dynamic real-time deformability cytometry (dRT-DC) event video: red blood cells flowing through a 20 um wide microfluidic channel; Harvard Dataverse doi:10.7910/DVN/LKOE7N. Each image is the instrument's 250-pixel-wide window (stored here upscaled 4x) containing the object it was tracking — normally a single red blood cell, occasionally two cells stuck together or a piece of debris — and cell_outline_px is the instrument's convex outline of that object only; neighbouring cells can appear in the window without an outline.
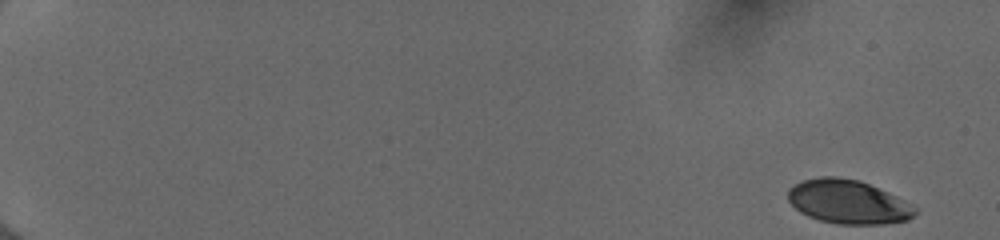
{"species": "human", "species_latin": "Homo sapiens", "temperature_condition": "cold", "stored_images_in_passage": 52, "camera_frame_rate_fps": 3000, "um_per_image_px": 0.085, "donor": {"sex": "female"}, "frame": {"image": 1, "passage_image": 1, "time_ms": 0.0, "image_size_px": [1000, 240], "cell_outline_px": [[916, 212], [908, 220], [884, 224], [836, 224], [820, 220], [808, 216], [800, 212], [788, 200], [788, 188], [804, 180], [820, 176], [836, 176], [856, 180], [868, 184], [896, 196], [916, 208]], "centroid_in_image_um": [72.06, 17.16], "position_along_channel_um": 12.9, "area_um2": 32.14}}
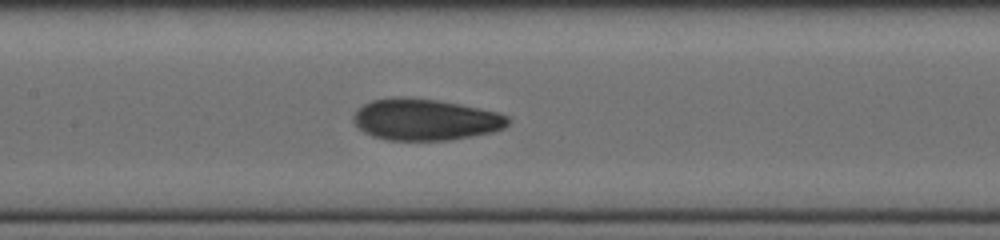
{"frame": {"image": 2, "passage_image": 28, "time_ms": 9.0, "image_size_px": [1000, 240], "cell_outline_px": [[508, 124], [504, 128], [492, 132], [472, 136], [448, 140], [388, 140], [372, 136], [364, 132], [352, 120], [352, 116], [364, 104], [372, 100], [392, 96], [404, 96], [436, 100], [460, 104], [500, 112], [508, 116]], "centroid_in_image_um": [36.15, 10.15], "position_along_channel_um": 171.3, "area_um2": 37.45}}
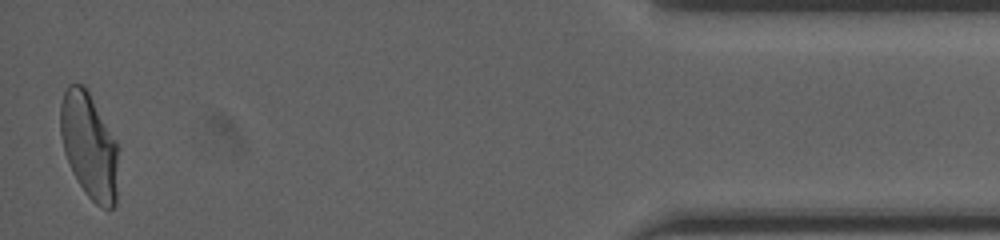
{"frame": {"image": 3, "passage_image": 52, "time_ms": 17.0, "image_size_px": [1000, 240], "cell_outline_px": [[116, 204], [108, 212], [96, 204], [88, 196], [72, 172], [64, 152], [60, 132], [60, 104], [64, 92], [68, 84], [84, 84], [116, 140]], "centroid_in_image_um": [7.55, 12.39], "position_along_channel_um": 427.6, "area_um2": 35.37}, "authors_computed_cell_mechanics": {"area_um2": 35.8938, "velocity_mm_per_s": 3.9959, "shape_relaxation_time_tau1_ms": 6.2599, "shape_relaxation_time_tau2_ms": 1.2856, "deformation_change_tau1": 0.1888, "deformation_change_tau2": 0.0673}}